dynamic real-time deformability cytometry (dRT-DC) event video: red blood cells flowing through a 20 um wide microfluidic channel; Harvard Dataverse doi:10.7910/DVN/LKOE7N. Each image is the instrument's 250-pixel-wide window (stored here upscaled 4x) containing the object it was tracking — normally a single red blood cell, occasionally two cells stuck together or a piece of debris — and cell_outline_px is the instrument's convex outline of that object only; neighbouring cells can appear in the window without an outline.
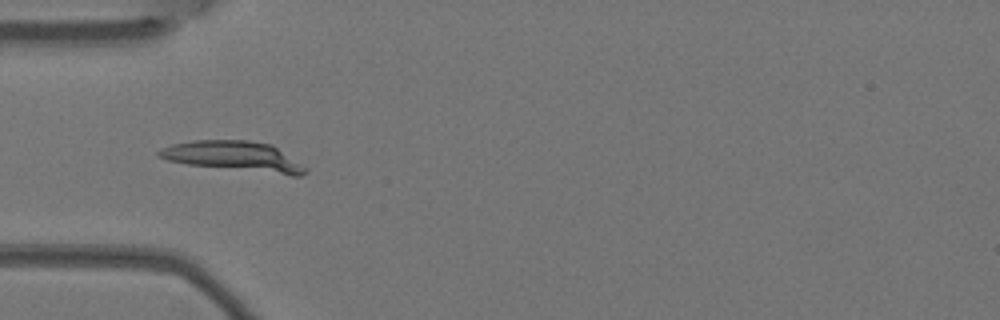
{"species": "Egyptian fruit bat (a non-hibernating species)", "species_latin": "Rousettus aegyptiacus", "temperature_condition": "warm", "stored_images_in_passage": 6, "camera_frame_rate_fps": 3000, "um_per_image_px": 0.085, "animal": {"sex": "female"}, "frame": {"image": 1, "passage_image": 4, "time_ms": 1.0, "image_size_px": [1000, 320], "cell_outline_px": [[308, 172], [300, 176], [292, 176], [188, 164], [168, 160], [156, 156], [156, 152], [160, 148], [172, 144], [192, 140], [248, 140], [272, 144], [308, 168]], "centroid_in_image_um": [19.9, 13.29], "position_along_channel_um": 65.1, "area_um2": 25.72}}
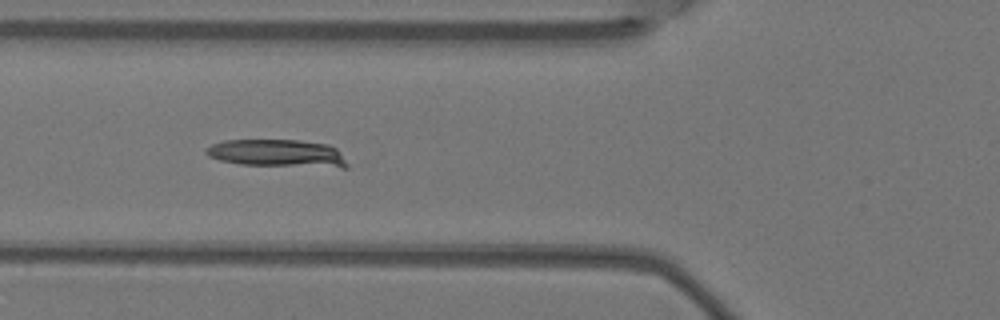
{"frame": {"image": 2, "passage_image": 5, "time_ms": 1.333, "image_size_px": [1000, 320], "cell_outline_px": [[348, 168], [340, 168], [240, 164], [220, 160], [208, 156], [204, 152], [212, 144], [224, 140], [300, 140], [328, 144], [336, 148], [340, 152], [348, 164]], "centroid_in_image_um": [23.62, 13.03], "position_along_channel_um": 102.2, "area_um2": 22.83}}
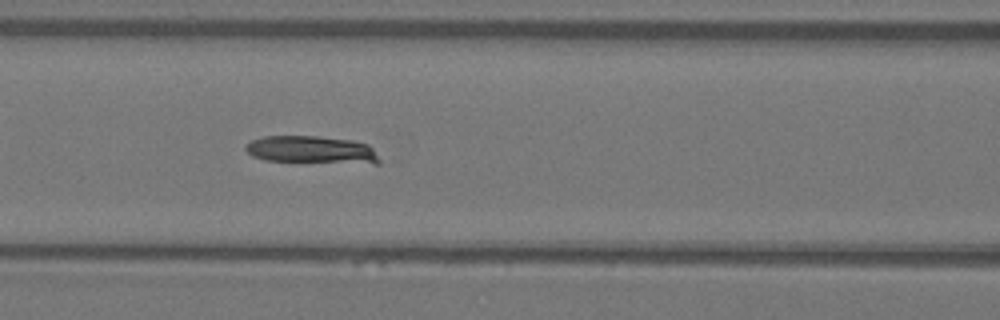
{"frame": {"image": 3, "passage_image": 6, "time_ms": 1.667, "image_size_px": [1000, 320], "cell_outline_px": [[380, 164], [376, 164], [264, 160], [252, 156], [244, 148], [244, 144], [252, 140], [264, 136], [316, 136], [352, 140], [368, 144], [372, 148], [380, 160]], "centroid_in_image_um": [26.48, 12.73], "position_along_channel_um": 140.1, "area_um2": 21.62}}